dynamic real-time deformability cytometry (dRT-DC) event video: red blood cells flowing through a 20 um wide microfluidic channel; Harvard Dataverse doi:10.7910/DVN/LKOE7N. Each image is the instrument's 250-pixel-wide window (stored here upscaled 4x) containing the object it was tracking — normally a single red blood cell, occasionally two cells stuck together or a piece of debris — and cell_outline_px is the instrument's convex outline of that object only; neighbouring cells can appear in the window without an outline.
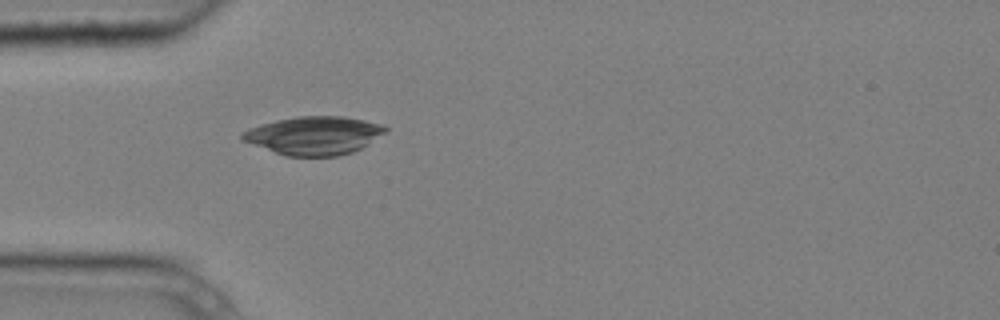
{"species": "common noctule bat (a hibernating species)", "species_latin": "Nyctalus noctula", "temperature_condition": "cold", "stored_images_in_passage": 3, "camera_frame_rate_fps": 3000, "um_per_image_px": 0.085, "animal": {"sex": "male", "body_mass_g": 20.4}, "frame": {"image": 1, "passage_image": 3, "time_ms": 0.667, "image_size_px": [1000, 320], "cell_outline_px": [[388, 132], [368, 144], [352, 152], [336, 156], [288, 156], [276, 152], [244, 140], [240, 136], [240, 132], [248, 128], [260, 124], [276, 120], [296, 116], [344, 116], [384, 124], [388, 128]], "centroid_in_image_um": [26.74, 11.5], "position_along_channel_um": 58.3, "area_um2": 31.91}}